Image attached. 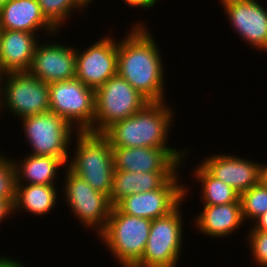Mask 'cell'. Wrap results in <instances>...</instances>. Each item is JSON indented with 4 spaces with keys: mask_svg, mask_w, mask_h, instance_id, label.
Segmentation results:
<instances>
[{
    "mask_svg": "<svg viewBox=\"0 0 267 267\" xmlns=\"http://www.w3.org/2000/svg\"><path fill=\"white\" fill-rule=\"evenodd\" d=\"M135 23L117 40V74L149 102L165 101L166 73L159 46L145 23Z\"/></svg>",
    "mask_w": 267,
    "mask_h": 267,
    "instance_id": "6da1fadb",
    "label": "cell"
},
{
    "mask_svg": "<svg viewBox=\"0 0 267 267\" xmlns=\"http://www.w3.org/2000/svg\"><path fill=\"white\" fill-rule=\"evenodd\" d=\"M173 111L167 101L149 102L133 116L113 123L102 134L112 147L167 148L183 163L186 150L167 145L170 126H174Z\"/></svg>",
    "mask_w": 267,
    "mask_h": 267,
    "instance_id": "7a4b0ae2",
    "label": "cell"
},
{
    "mask_svg": "<svg viewBox=\"0 0 267 267\" xmlns=\"http://www.w3.org/2000/svg\"><path fill=\"white\" fill-rule=\"evenodd\" d=\"M76 150L67 167L93 189L109 196L114 175L113 147L102 133L76 132Z\"/></svg>",
    "mask_w": 267,
    "mask_h": 267,
    "instance_id": "3957f363",
    "label": "cell"
},
{
    "mask_svg": "<svg viewBox=\"0 0 267 267\" xmlns=\"http://www.w3.org/2000/svg\"><path fill=\"white\" fill-rule=\"evenodd\" d=\"M152 220L121 213L112 207L106 227L98 235L122 267H133L145 251Z\"/></svg>",
    "mask_w": 267,
    "mask_h": 267,
    "instance_id": "277c9868",
    "label": "cell"
},
{
    "mask_svg": "<svg viewBox=\"0 0 267 267\" xmlns=\"http://www.w3.org/2000/svg\"><path fill=\"white\" fill-rule=\"evenodd\" d=\"M48 86L50 112L63 117L75 132L94 133L95 89L77 78Z\"/></svg>",
    "mask_w": 267,
    "mask_h": 267,
    "instance_id": "5b68a950",
    "label": "cell"
},
{
    "mask_svg": "<svg viewBox=\"0 0 267 267\" xmlns=\"http://www.w3.org/2000/svg\"><path fill=\"white\" fill-rule=\"evenodd\" d=\"M149 101L118 74L95 89L94 133L133 116Z\"/></svg>",
    "mask_w": 267,
    "mask_h": 267,
    "instance_id": "8992f818",
    "label": "cell"
},
{
    "mask_svg": "<svg viewBox=\"0 0 267 267\" xmlns=\"http://www.w3.org/2000/svg\"><path fill=\"white\" fill-rule=\"evenodd\" d=\"M180 206L181 203L168 215L152 220L145 251L133 267L177 266L185 229Z\"/></svg>",
    "mask_w": 267,
    "mask_h": 267,
    "instance_id": "52a82bcc",
    "label": "cell"
},
{
    "mask_svg": "<svg viewBox=\"0 0 267 267\" xmlns=\"http://www.w3.org/2000/svg\"><path fill=\"white\" fill-rule=\"evenodd\" d=\"M7 78V79H5ZM5 79V80H3ZM3 81H5L3 83ZM2 98V99H1ZM6 110L21 118L50 111L49 86L29 72L4 73L0 111Z\"/></svg>",
    "mask_w": 267,
    "mask_h": 267,
    "instance_id": "ba28073f",
    "label": "cell"
},
{
    "mask_svg": "<svg viewBox=\"0 0 267 267\" xmlns=\"http://www.w3.org/2000/svg\"><path fill=\"white\" fill-rule=\"evenodd\" d=\"M21 121L26 140L33 148L31 155L70 157L68 150L75 129L63 117L49 111L23 117Z\"/></svg>",
    "mask_w": 267,
    "mask_h": 267,
    "instance_id": "9c48e42d",
    "label": "cell"
},
{
    "mask_svg": "<svg viewBox=\"0 0 267 267\" xmlns=\"http://www.w3.org/2000/svg\"><path fill=\"white\" fill-rule=\"evenodd\" d=\"M65 201L74 216L88 229L97 230L99 235L106 227L112 204L109 196L93 189L83 178L65 167Z\"/></svg>",
    "mask_w": 267,
    "mask_h": 267,
    "instance_id": "30bf717a",
    "label": "cell"
},
{
    "mask_svg": "<svg viewBox=\"0 0 267 267\" xmlns=\"http://www.w3.org/2000/svg\"><path fill=\"white\" fill-rule=\"evenodd\" d=\"M178 171L161 188L127 196L115 207L121 213L150 220L168 215L188 197L189 189L180 183Z\"/></svg>",
    "mask_w": 267,
    "mask_h": 267,
    "instance_id": "8fae6325",
    "label": "cell"
},
{
    "mask_svg": "<svg viewBox=\"0 0 267 267\" xmlns=\"http://www.w3.org/2000/svg\"><path fill=\"white\" fill-rule=\"evenodd\" d=\"M92 44L83 52L76 48L75 69L77 79L96 89L117 74L118 42L107 34Z\"/></svg>",
    "mask_w": 267,
    "mask_h": 267,
    "instance_id": "7c38bea8",
    "label": "cell"
},
{
    "mask_svg": "<svg viewBox=\"0 0 267 267\" xmlns=\"http://www.w3.org/2000/svg\"><path fill=\"white\" fill-rule=\"evenodd\" d=\"M220 4L241 39L257 51L267 52V7L257 0H226Z\"/></svg>",
    "mask_w": 267,
    "mask_h": 267,
    "instance_id": "4fadbf2b",
    "label": "cell"
},
{
    "mask_svg": "<svg viewBox=\"0 0 267 267\" xmlns=\"http://www.w3.org/2000/svg\"><path fill=\"white\" fill-rule=\"evenodd\" d=\"M48 43H38L28 72L47 84L76 78V47Z\"/></svg>",
    "mask_w": 267,
    "mask_h": 267,
    "instance_id": "5bb4252c",
    "label": "cell"
},
{
    "mask_svg": "<svg viewBox=\"0 0 267 267\" xmlns=\"http://www.w3.org/2000/svg\"><path fill=\"white\" fill-rule=\"evenodd\" d=\"M200 164L239 195L261 181V164L236 155L213 154L201 160Z\"/></svg>",
    "mask_w": 267,
    "mask_h": 267,
    "instance_id": "9a60e30c",
    "label": "cell"
},
{
    "mask_svg": "<svg viewBox=\"0 0 267 267\" xmlns=\"http://www.w3.org/2000/svg\"><path fill=\"white\" fill-rule=\"evenodd\" d=\"M115 170L127 172H177L182 163L167 148L113 147Z\"/></svg>",
    "mask_w": 267,
    "mask_h": 267,
    "instance_id": "2e32d148",
    "label": "cell"
},
{
    "mask_svg": "<svg viewBox=\"0 0 267 267\" xmlns=\"http://www.w3.org/2000/svg\"><path fill=\"white\" fill-rule=\"evenodd\" d=\"M0 29L53 35L58 30L45 18L37 0H9L0 8Z\"/></svg>",
    "mask_w": 267,
    "mask_h": 267,
    "instance_id": "e0dca14e",
    "label": "cell"
},
{
    "mask_svg": "<svg viewBox=\"0 0 267 267\" xmlns=\"http://www.w3.org/2000/svg\"><path fill=\"white\" fill-rule=\"evenodd\" d=\"M19 30L0 31V69L3 73L28 72L40 36Z\"/></svg>",
    "mask_w": 267,
    "mask_h": 267,
    "instance_id": "ac0fdd59",
    "label": "cell"
},
{
    "mask_svg": "<svg viewBox=\"0 0 267 267\" xmlns=\"http://www.w3.org/2000/svg\"><path fill=\"white\" fill-rule=\"evenodd\" d=\"M203 211L194 219L197 231L205 236L223 238L231 236L238 230L244 221L240 199L236 202L223 205L203 206Z\"/></svg>",
    "mask_w": 267,
    "mask_h": 267,
    "instance_id": "d6986e66",
    "label": "cell"
},
{
    "mask_svg": "<svg viewBox=\"0 0 267 267\" xmlns=\"http://www.w3.org/2000/svg\"><path fill=\"white\" fill-rule=\"evenodd\" d=\"M69 158L31 154L21 161L11 158L15 169L16 184L56 185L57 170L67 166Z\"/></svg>",
    "mask_w": 267,
    "mask_h": 267,
    "instance_id": "ffe728a7",
    "label": "cell"
},
{
    "mask_svg": "<svg viewBox=\"0 0 267 267\" xmlns=\"http://www.w3.org/2000/svg\"><path fill=\"white\" fill-rule=\"evenodd\" d=\"M176 172H127L115 170L109 200L114 207L120 200L137 193L161 188Z\"/></svg>",
    "mask_w": 267,
    "mask_h": 267,
    "instance_id": "44dd1931",
    "label": "cell"
},
{
    "mask_svg": "<svg viewBox=\"0 0 267 267\" xmlns=\"http://www.w3.org/2000/svg\"><path fill=\"white\" fill-rule=\"evenodd\" d=\"M55 187V185L16 184L13 212L25 211L34 216L47 215L58 200V191Z\"/></svg>",
    "mask_w": 267,
    "mask_h": 267,
    "instance_id": "7402d4cb",
    "label": "cell"
},
{
    "mask_svg": "<svg viewBox=\"0 0 267 267\" xmlns=\"http://www.w3.org/2000/svg\"><path fill=\"white\" fill-rule=\"evenodd\" d=\"M191 175L196 181L201 182V201L204 206L223 205L236 202L240 195L231 186L213 177L201 164L194 167Z\"/></svg>",
    "mask_w": 267,
    "mask_h": 267,
    "instance_id": "603a6c76",
    "label": "cell"
},
{
    "mask_svg": "<svg viewBox=\"0 0 267 267\" xmlns=\"http://www.w3.org/2000/svg\"><path fill=\"white\" fill-rule=\"evenodd\" d=\"M45 18L58 30L70 18L73 11L87 9L82 0H37ZM78 8V9H77Z\"/></svg>",
    "mask_w": 267,
    "mask_h": 267,
    "instance_id": "cb8c5ba5",
    "label": "cell"
},
{
    "mask_svg": "<svg viewBox=\"0 0 267 267\" xmlns=\"http://www.w3.org/2000/svg\"><path fill=\"white\" fill-rule=\"evenodd\" d=\"M240 204L243 219L255 221L267 211V184L260 181L240 194Z\"/></svg>",
    "mask_w": 267,
    "mask_h": 267,
    "instance_id": "d4e9b609",
    "label": "cell"
},
{
    "mask_svg": "<svg viewBox=\"0 0 267 267\" xmlns=\"http://www.w3.org/2000/svg\"><path fill=\"white\" fill-rule=\"evenodd\" d=\"M16 177L11 159L0 153V198L15 199Z\"/></svg>",
    "mask_w": 267,
    "mask_h": 267,
    "instance_id": "484cf974",
    "label": "cell"
},
{
    "mask_svg": "<svg viewBox=\"0 0 267 267\" xmlns=\"http://www.w3.org/2000/svg\"><path fill=\"white\" fill-rule=\"evenodd\" d=\"M247 241L251 249V255L257 266L267 267V231H257L250 227Z\"/></svg>",
    "mask_w": 267,
    "mask_h": 267,
    "instance_id": "4316f807",
    "label": "cell"
},
{
    "mask_svg": "<svg viewBox=\"0 0 267 267\" xmlns=\"http://www.w3.org/2000/svg\"><path fill=\"white\" fill-rule=\"evenodd\" d=\"M15 199H2L0 198V223L3 222L6 217L13 215V204ZM9 215V216H8Z\"/></svg>",
    "mask_w": 267,
    "mask_h": 267,
    "instance_id": "83f0119b",
    "label": "cell"
},
{
    "mask_svg": "<svg viewBox=\"0 0 267 267\" xmlns=\"http://www.w3.org/2000/svg\"><path fill=\"white\" fill-rule=\"evenodd\" d=\"M156 2L158 0H124V4L126 3L130 7L144 8V10L151 9L155 6Z\"/></svg>",
    "mask_w": 267,
    "mask_h": 267,
    "instance_id": "f1b7e54d",
    "label": "cell"
},
{
    "mask_svg": "<svg viewBox=\"0 0 267 267\" xmlns=\"http://www.w3.org/2000/svg\"><path fill=\"white\" fill-rule=\"evenodd\" d=\"M255 224H251L252 228L257 231H267V211L259 216L255 222Z\"/></svg>",
    "mask_w": 267,
    "mask_h": 267,
    "instance_id": "f546056e",
    "label": "cell"
},
{
    "mask_svg": "<svg viewBox=\"0 0 267 267\" xmlns=\"http://www.w3.org/2000/svg\"><path fill=\"white\" fill-rule=\"evenodd\" d=\"M0 267H25L20 261H16L15 259H12L11 257H4L0 256Z\"/></svg>",
    "mask_w": 267,
    "mask_h": 267,
    "instance_id": "4dcf8cb0",
    "label": "cell"
},
{
    "mask_svg": "<svg viewBox=\"0 0 267 267\" xmlns=\"http://www.w3.org/2000/svg\"><path fill=\"white\" fill-rule=\"evenodd\" d=\"M261 181L267 184V165L261 164Z\"/></svg>",
    "mask_w": 267,
    "mask_h": 267,
    "instance_id": "1f68e13d",
    "label": "cell"
},
{
    "mask_svg": "<svg viewBox=\"0 0 267 267\" xmlns=\"http://www.w3.org/2000/svg\"><path fill=\"white\" fill-rule=\"evenodd\" d=\"M4 73L0 69V97H1V87H2V78H3Z\"/></svg>",
    "mask_w": 267,
    "mask_h": 267,
    "instance_id": "d6a6232c",
    "label": "cell"
},
{
    "mask_svg": "<svg viewBox=\"0 0 267 267\" xmlns=\"http://www.w3.org/2000/svg\"><path fill=\"white\" fill-rule=\"evenodd\" d=\"M9 0H0V8L5 5Z\"/></svg>",
    "mask_w": 267,
    "mask_h": 267,
    "instance_id": "836d02e7",
    "label": "cell"
},
{
    "mask_svg": "<svg viewBox=\"0 0 267 267\" xmlns=\"http://www.w3.org/2000/svg\"><path fill=\"white\" fill-rule=\"evenodd\" d=\"M87 6L93 2V0H82Z\"/></svg>",
    "mask_w": 267,
    "mask_h": 267,
    "instance_id": "e575fe53",
    "label": "cell"
}]
</instances>
